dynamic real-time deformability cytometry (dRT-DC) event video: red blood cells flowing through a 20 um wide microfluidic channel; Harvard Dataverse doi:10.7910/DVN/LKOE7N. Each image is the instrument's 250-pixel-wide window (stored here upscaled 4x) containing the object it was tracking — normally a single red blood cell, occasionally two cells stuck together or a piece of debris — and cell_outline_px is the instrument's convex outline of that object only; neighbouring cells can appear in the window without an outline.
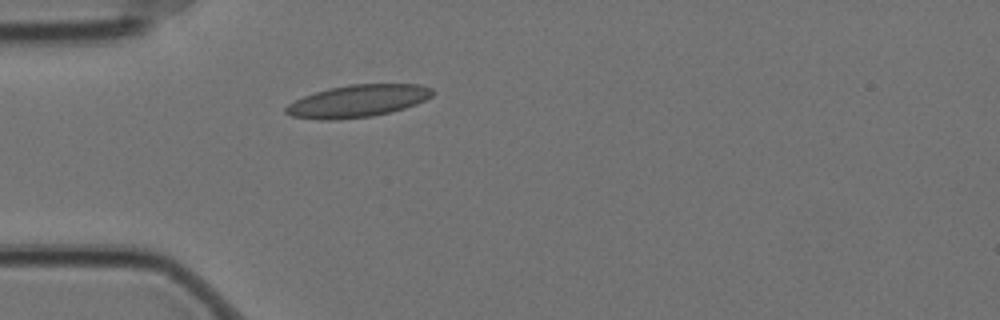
{"species": "Egyptian fruit bat (a non-hibernating species)", "species_latin": "Rousettus aegyptiacus", "temperature_condition": "cold", "stored_images_in_passage": 1, "camera_frame_rate_fps": 3000, "um_per_image_px": 0.085, "animal": {"sex": "female"}, "frame": {"image": 1, "passage_image": 1, "time_ms": 0.0, "image_size_px": [1000, 320], "cell_outline_px": [[436, 92], [432, 96], [416, 104], [404, 108], [372, 116], [332, 120], [320, 120], [292, 116], [284, 112], [284, 108], [288, 104], [304, 96], [328, 88], [352, 84], [420, 84], [432, 88]], "centroid_in_image_um": [30.42, 8.58], "position_along_channel_um": 54.6, "area_um2": 27.51}}